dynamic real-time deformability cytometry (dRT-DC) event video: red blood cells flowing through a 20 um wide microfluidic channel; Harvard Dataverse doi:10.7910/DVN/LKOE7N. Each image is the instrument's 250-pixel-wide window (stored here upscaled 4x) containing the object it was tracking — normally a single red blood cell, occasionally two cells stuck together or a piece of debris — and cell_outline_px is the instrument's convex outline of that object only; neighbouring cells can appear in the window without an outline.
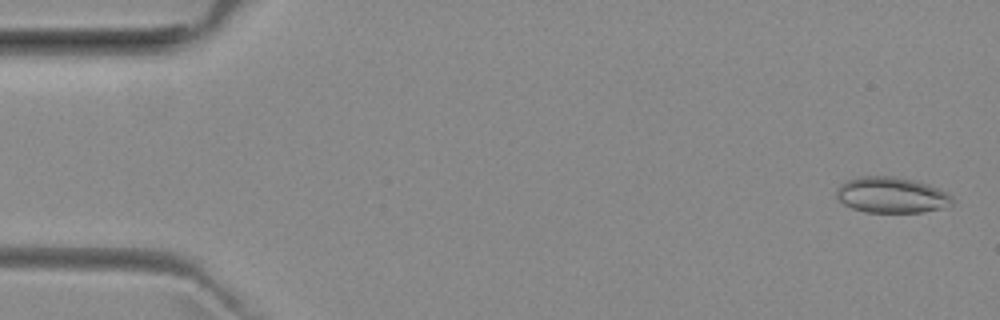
{"species": "common noctule bat (a hibernating species)", "species_latin": "Nyctalus noctula", "temperature_condition": "room temperature", "stored_images_in_passage": 52, "camera_frame_rate_fps": 3000, "um_per_image_px": 0.085, "animal": {"sex": "female", "body_mass_g": 29.2, "forearm_length_mm": 56.3}, "frame": {"image": 1, "passage_image": 2, "time_ms": 0.333, "image_size_px": [1000, 320], "cell_outline_px": [[952, 204], [940, 208], [920, 212], [864, 212], [852, 208], [844, 204], [836, 196], [836, 188], [840, 184], [848, 180], [860, 176], [892, 176], [912, 180], [928, 184], [952, 196]], "centroid_in_image_um": [75.72, 16.57], "position_along_channel_um": 9.3, "area_um2": 23.93}}
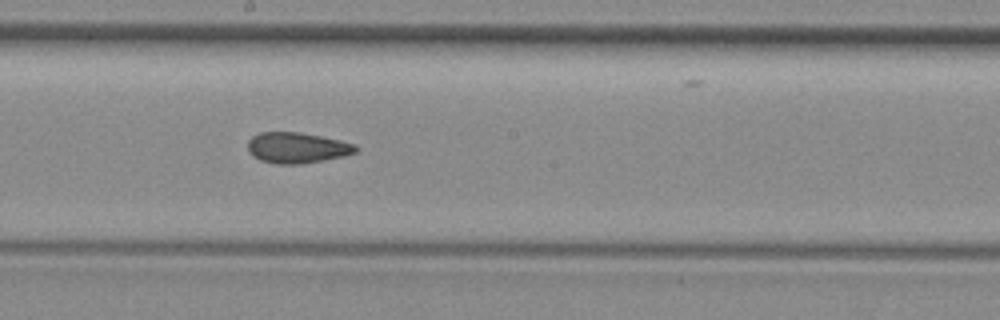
{"frame": {"image": 2, "passage_image": 28, "time_ms": 9.0, "image_size_px": [1000, 320], "cell_outline_px": [[360, 148], [356, 152], [344, 156], [300, 164], [276, 164], [260, 160], [252, 156], [248, 152], [248, 140], [252, 136], [260, 132], [300, 132], [340, 140], [356, 144]], "centroid_in_image_um": [25.24, 12.56], "position_along_channel_um": 223.0, "area_um2": 19.48}}
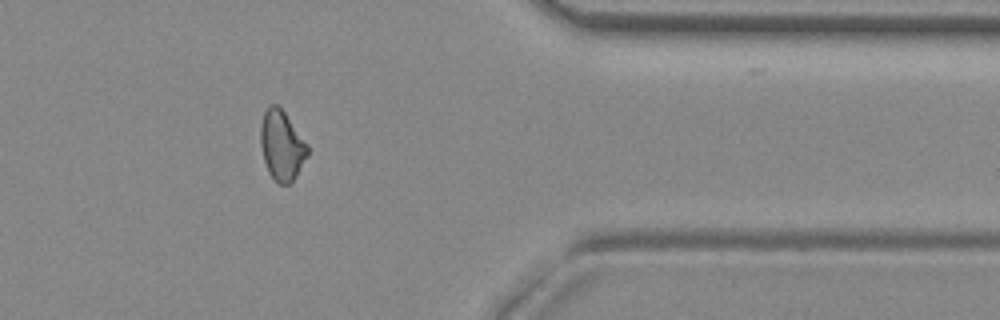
{"frame": {"image": 3, "passage_image": 42, "time_ms": 13.667, "image_size_px": [1000, 320], "cell_outline_px": [[308, 156], [292, 184], [280, 184], [268, 172], [264, 160], [260, 144], [260, 124], [264, 112], [268, 104], [276, 104], [284, 112], [308, 144]], "centroid_in_image_um": [23.95, 12.37], "position_along_channel_um": 387.5, "area_um2": 19.25}, "authors_computed_cell_mechanics": {"area_um2": 19.5942, "velocity_mm_per_s": 3.9795, "shape_relaxation_time_tau1_ms": null, "shape_relaxation_time_tau2_ms": 2.1015, "deformation_change_tau1": null, "deformation_change_tau2": 0.0833}}